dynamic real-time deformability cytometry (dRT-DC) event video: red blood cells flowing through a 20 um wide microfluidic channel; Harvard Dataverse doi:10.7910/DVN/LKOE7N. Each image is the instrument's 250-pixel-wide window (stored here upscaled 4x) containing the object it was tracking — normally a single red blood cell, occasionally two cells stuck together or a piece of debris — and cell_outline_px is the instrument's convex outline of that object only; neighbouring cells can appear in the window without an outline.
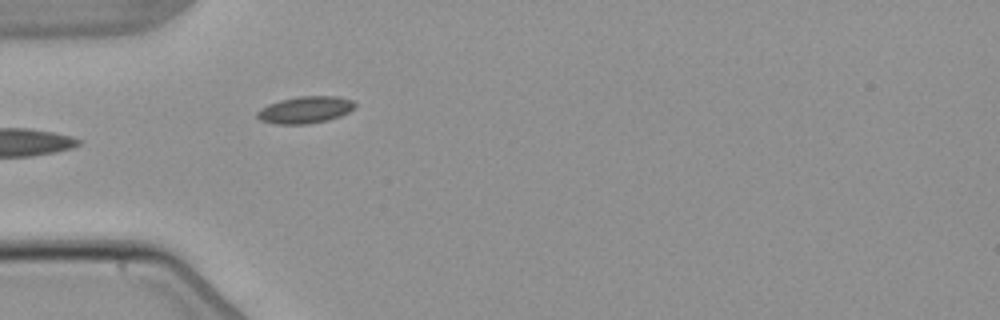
{"species": "common noctule bat (a hibernating species)", "species_latin": "Nyctalus noctula", "temperature_condition": "warm", "stored_images_in_passage": 2, "camera_frame_rate_fps": 3000, "um_per_image_px": 0.085, "animal": {"sex": "male", "body_mass_g": 21.5, "forearm_length_mm": 52.0}, "frame": {"image": 1, "passage_image": 2, "time_ms": 1.333, "image_size_px": [1000, 320], "cell_outline_px": [[356, 108], [340, 116], [328, 120], [308, 124], [276, 124], [260, 120], [256, 116], [256, 112], [260, 108], [268, 104], [280, 100], [300, 96], [336, 96], [352, 100], [356, 104]], "centroid_in_image_um": [25.94, 9.33], "position_along_channel_um": 59.1, "area_um2": 15.43}}